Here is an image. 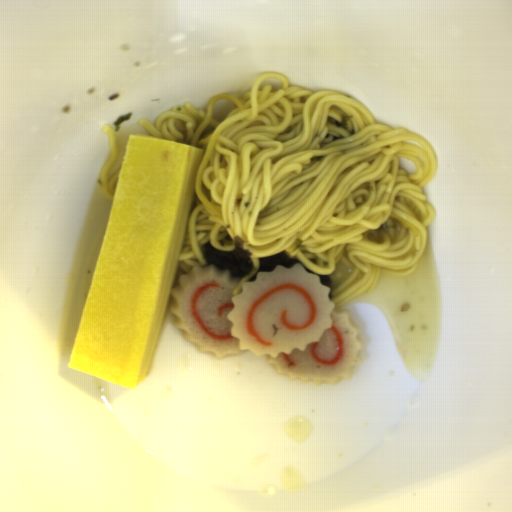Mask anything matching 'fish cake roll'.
<instances>
[{"label": "fish cake roll", "instance_id": "1", "mask_svg": "<svg viewBox=\"0 0 512 512\" xmlns=\"http://www.w3.org/2000/svg\"><path fill=\"white\" fill-rule=\"evenodd\" d=\"M213 264L191 269L171 287L170 312L185 340L218 357L249 350L293 380L351 381L363 346L350 311L336 308L317 274L276 265L240 282Z\"/></svg>", "mask_w": 512, "mask_h": 512}]
</instances>
